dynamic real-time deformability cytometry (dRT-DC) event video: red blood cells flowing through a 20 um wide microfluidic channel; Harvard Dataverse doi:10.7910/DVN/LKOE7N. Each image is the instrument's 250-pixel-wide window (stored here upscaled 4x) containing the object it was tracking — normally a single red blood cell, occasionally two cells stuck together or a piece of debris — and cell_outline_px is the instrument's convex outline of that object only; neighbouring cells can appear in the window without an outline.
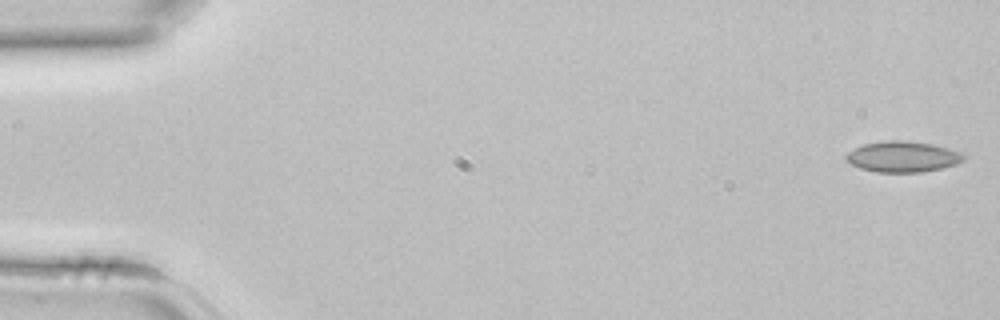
{"species": "common noctule bat (a hibernating species)", "species_latin": "Nyctalus noctula", "temperature_condition": "room temperature", "stored_images_in_passage": 43, "camera_frame_rate_fps": 3000, "um_per_image_px": 0.085, "animal": {"sex": "female", "body_mass_g": 22.7, "forearm_length_mm": 54.2}, "frame": {"image": 1, "passage_image": 1, "time_ms": 0.0, "image_size_px": [1000, 320], "cell_outline_px": [[964, 160], [956, 164], [940, 168], [920, 172], [876, 172], [860, 168], [844, 160], [844, 156], [848, 152], [864, 144], [888, 140], [904, 140], [932, 144], [948, 148], [960, 152], [964, 156]], "centroid_in_image_um": [76.7, 13.32], "position_along_channel_um": 8.3, "area_um2": 20.98}}
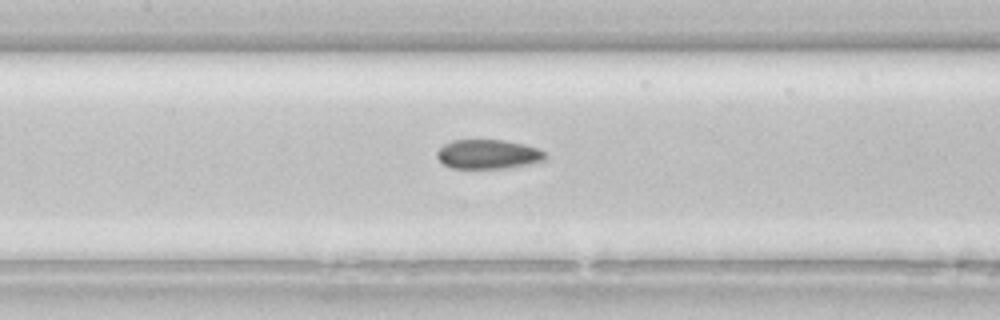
{"frame": {"image": 2, "passage_image": 20, "time_ms": 6.333, "image_size_px": [1000, 320], "cell_outline_px": [[548, 156], [544, 160], [504, 168], [452, 168], [444, 164], [436, 156], [436, 152], [444, 144], [452, 140], [504, 140], [524, 144], [536, 148], [544, 152]], "centroid_in_image_um": [41.46, 13.1], "position_along_channel_um": 165.9, "area_um2": 18.26}}
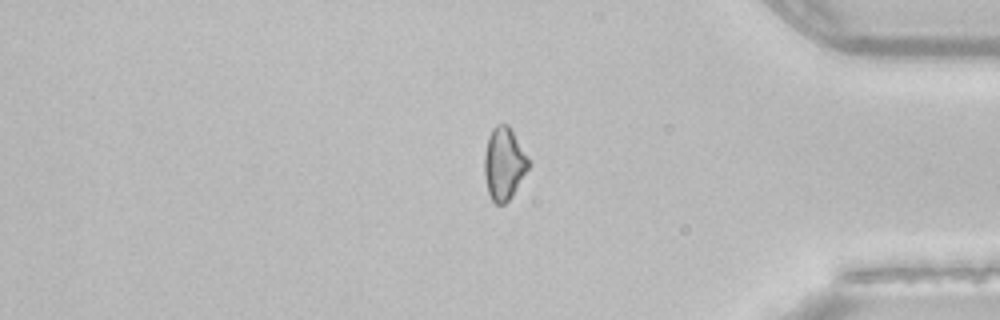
{"frame": {"image": 3, "passage_image": 36, "time_ms": 11.667, "image_size_px": [1000, 320], "cell_outline_px": [[532, 164], [512, 196], [504, 204], [496, 204], [492, 200], [488, 192], [484, 176], [484, 156], [488, 136], [492, 128], [496, 124], [508, 124]], "centroid_in_image_um": [42.84, 13.91], "position_along_channel_um": 392.4, "area_um2": 18.79}}